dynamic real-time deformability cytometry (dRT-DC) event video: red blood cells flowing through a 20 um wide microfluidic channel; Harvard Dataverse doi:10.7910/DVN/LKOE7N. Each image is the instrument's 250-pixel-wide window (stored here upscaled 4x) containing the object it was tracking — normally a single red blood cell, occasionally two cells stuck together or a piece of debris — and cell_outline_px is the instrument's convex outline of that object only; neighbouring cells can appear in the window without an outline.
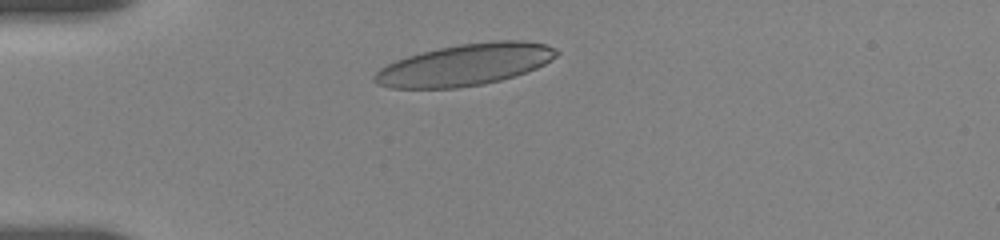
{"species": "human", "species_latin": "Homo sapiens", "temperature_condition": "room temperature", "stored_images_in_passage": 11, "camera_frame_rate_fps": 3000, "um_per_image_px": 0.085, "donor": {"sex": "female"}, "frame": {"image": 1, "passage_image": 4, "time_ms": 1.667, "image_size_px": [1000, 240], "cell_outline_px": [[560, 52], [552, 60], [536, 68], [500, 80], [484, 84], [456, 88], [392, 88], [376, 84], [372, 80], [372, 76], [380, 68], [396, 60], [420, 52], [460, 44], [492, 40], [524, 40], [544, 44]], "centroid_in_image_um": [39.5, 5.5], "position_along_channel_um": 45.5, "area_um2": 44.04}}
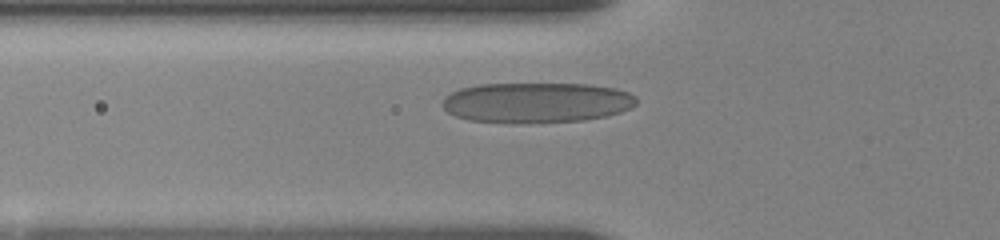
{"frame": {"image": 2, "passage_image": 7, "time_ms": 3.333, "image_size_px": [1000, 240], "cell_outline_px": [[636, 104], [620, 112], [604, 116], [584, 120], [520, 124], [512, 124], [468, 120], [456, 116], [448, 112], [440, 104], [444, 96], [460, 88], [480, 84], [588, 84], [616, 88], [628, 92], [636, 96]], "centroid_in_image_um": [45.56, 8.73], "position_along_channel_um": 80.2, "area_um2": 46.01}}
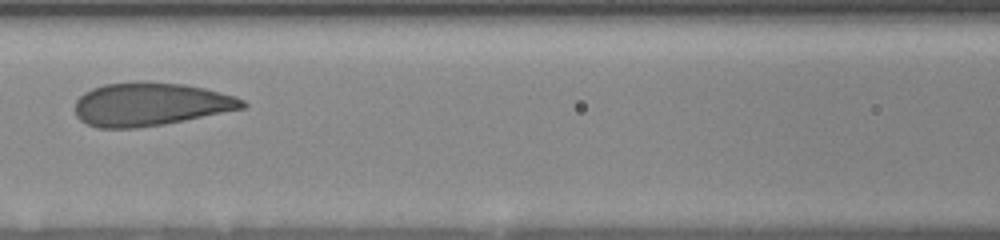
{"frame": {"image": 3, "passage_image": 10, "time_ms": 5.333, "image_size_px": [1000, 240], "cell_outline_px": [[248, 104], [244, 108], [164, 124], [136, 128], [96, 128], [80, 120], [76, 116], [76, 100], [84, 92], [92, 88], [104, 84], [136, 80], [144, 80], [184, 84], [204, 88], [236, 96], [244, 100]], "centroid_in_image_um": [12.76, 8.84], "position_along_channel_um": 153.8, "area_um2": 42.54}}